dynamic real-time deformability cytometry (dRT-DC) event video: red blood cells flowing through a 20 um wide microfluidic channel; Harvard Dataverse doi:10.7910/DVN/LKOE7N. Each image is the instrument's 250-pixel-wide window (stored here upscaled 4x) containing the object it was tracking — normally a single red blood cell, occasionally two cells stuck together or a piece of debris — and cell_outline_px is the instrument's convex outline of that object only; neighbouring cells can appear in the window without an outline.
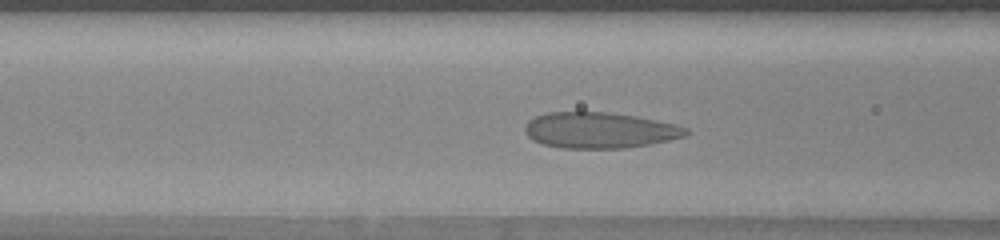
{"species": "human", "species_latin": "Homo sapiens", "temperature_condition": "warm", "stored_images_in_passage": 43, "camera_frame_rate_fps": 3000, "um_per_image_px": 0.085, "donor": {"sex": "female"}, "frame": {"image": 1, "passage_image": 13, "time_ms": 4.0, "image_size_px": [1000, 240], "cell_outline_px": [[688, 132], [684, 136], [668, 140], [648, 144], [624, 148], [560, 148], [544, 144], [532, 140], [524, 132], [524, 124], [528, 120], [536, 116], [548, 112], [612, 112], [636, 116], [676, 124], [688, 128]], "centroid_in_image_um": [50.93, 11.06], "position_along_channel_um": 115.7, "area_um2": 33.76}}
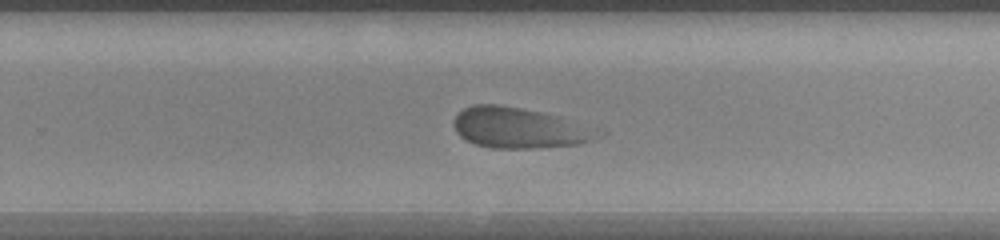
{"frame": {"image": 2, "passage_image": 26, "time_ms": 8.333, "image_size_px": [1000, 240], "cell_outline_px": [[608, 132], [604, 136], [580, 144], [532, 148], [488, 148], [476, 144], [460, 136], [456, 132], [452, 124], [452, 120], [464, 108], [472, 104], [500, 104], [544, 112], [560, 116], [604, 128]], "centroid_in_image_um": [44.26, 10.86], "position_along_channel_um": 285.5, "area_um2": 35.14}}
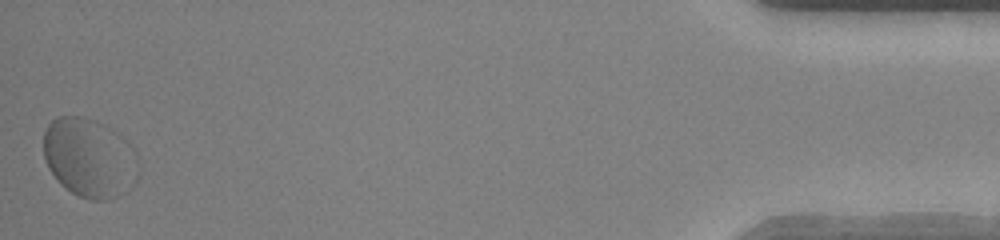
{"frame": {"image": 3, "passage_image": 43, "time_ms": 14.0, "image_size_px": [1000, 240], "cell_outline_px": [[136, 180], [120, 196], [112, 200], [92, 200], [80, 196], [72, 192], [60, 184], [48, 168], [44, 156], [44, 128], [56, 116], [80, 116], [96, 120], [112, 128], [132, 144], [136, 152]], "centroid_in_image_um": [7.59, 13.39], "position_along_channel_um": 427.6, "area_um2": 44.1}, "authors_computed_cell_mechanics": {"area_um2": 35.258, "velocity_mm_per_s": 3.9268, "shape_relaxation_time_tau1_ms": 2.4853, "shape_relaxation_time_tau2_ms": 0.9667, "deformation_change_tau1": 0.0867, "deformation_change_tau2": 0.0785}}